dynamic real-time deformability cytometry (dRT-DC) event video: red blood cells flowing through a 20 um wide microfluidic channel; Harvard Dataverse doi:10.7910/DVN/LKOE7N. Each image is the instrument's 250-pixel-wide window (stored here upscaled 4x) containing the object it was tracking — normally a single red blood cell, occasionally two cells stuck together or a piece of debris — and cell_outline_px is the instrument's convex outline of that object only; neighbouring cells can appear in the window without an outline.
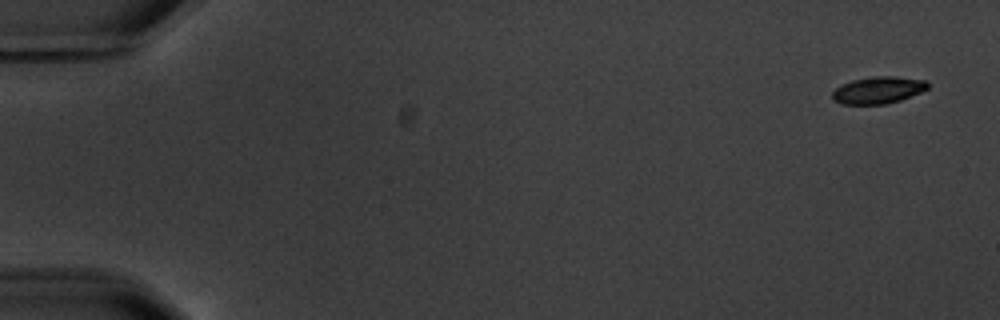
{"species": "common noctule bat (a hibernating species)", "species_latin": "Nyctalus noctula", "temperature_condition": "warm", "stored_images_in_passage": 6, "camera_frame_rate_fps": 3000, "um_per_image_px": 0.085, "animal": {"sex": "male", "body_mass_g": 20.1, "forearm_length_mm": 53.5}, "frame": {"image": 1, "passage_image": 1, "time_ms": 0.0, "image_size_px": [1000, 320], "cell_outline_px": [[928, 88], [920, 92], [900, 100], [884, 104], [840, 104], [832, 100], [832, 92], [840, 84], [852, 80], [872, 76], [896, 76], [928, 80]], "centroid_in_image_um": [74.62, 7.65], "position_along_channel_um": 10.4, "area_um2": 15.14}}
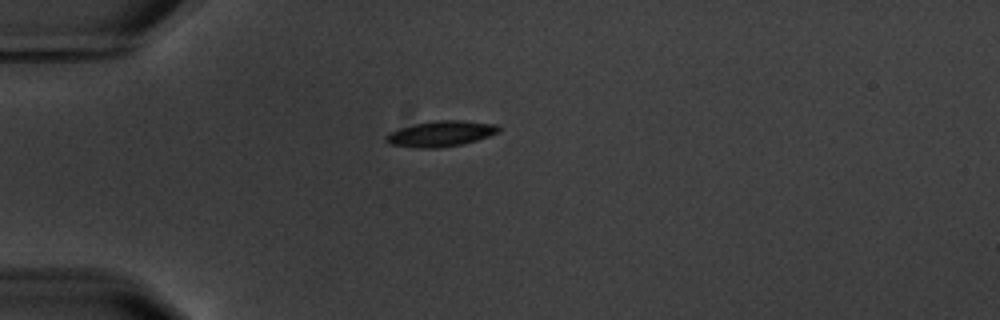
{"frame": {"image": 2, "passage_image": 5, "time_ms": 4.667, "image_size_px": [1000, 320], "cell_outline_px": [[500, 132], [476, 140], [460, 144], [436, 148], [416, 148], [388, 144], [384, 140], [384, 136], [388, 132], [400, 128], [416, 124], [440, 120], [460, 120], [496, 124], [500, 128]], "centroid_in_image_um": [37.42, 11.37], "position_along_channel_um": 47.6, "area_um2": 16.76}}